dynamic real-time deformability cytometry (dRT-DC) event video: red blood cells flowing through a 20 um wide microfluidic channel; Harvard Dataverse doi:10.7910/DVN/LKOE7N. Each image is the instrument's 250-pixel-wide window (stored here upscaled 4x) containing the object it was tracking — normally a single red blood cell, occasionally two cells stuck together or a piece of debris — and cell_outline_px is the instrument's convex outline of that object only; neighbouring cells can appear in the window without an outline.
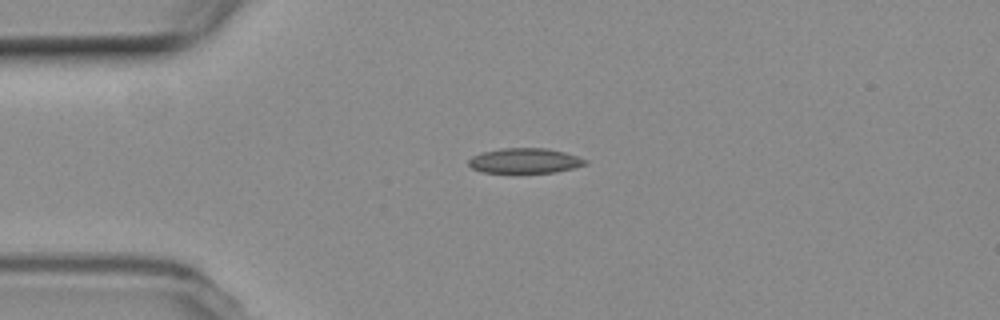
{"species": "common noctule bat (a hibernating species)", "species_latin": "Nyctalus noctula", "temperature_condition": "room temperature", "stored_images_in_passage": 6, "camera_frame_rate_fps": 3000, "um_per_image_px": 0.085, "animal": {"sex": "female", "body_mass_g": 19.3, "forearm_length_mm": 54.1}, "frame": {"image": 1, "passage_image": 6, "time_ms": 7.0, "image_size_px": [1000, 320], "cell_outline_px": [[588, 164], [556, 172], [480, 172], [472, 168], [468, 164], [468, 160], [472, 156], [480, 152], [500, 148], [544, 148], [564, 152], [588, 160]], "centroid_in_image_um": [44.58, 13.65], "position_along_channel_um": 40.4, "area_um2": 16.99}}